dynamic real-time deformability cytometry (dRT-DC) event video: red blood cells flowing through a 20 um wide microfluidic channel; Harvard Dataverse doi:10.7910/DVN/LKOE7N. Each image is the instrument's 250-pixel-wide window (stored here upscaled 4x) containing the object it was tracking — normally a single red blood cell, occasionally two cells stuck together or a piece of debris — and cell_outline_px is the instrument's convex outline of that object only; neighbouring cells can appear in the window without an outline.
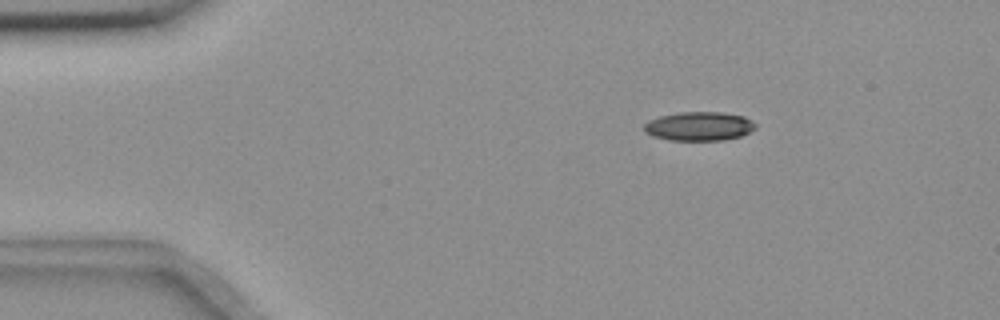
{"species": "common noctule bat (a hibernating species)", "species_latin": "Nyctalus noctula", "temperature_condition": "room temperature", "stored_images_in_passage": 49, "camera_frame_rate_fps": 3000, "um_per_image_px": 0.085, "animal": {"sex": "female", "body_mass_g": 18.4}, "frame": {"image": 1, "passage_image": 2, "time_ms": 0.333, "image_size_px": [1000, 320], "cell_outline_px": [[756, 128], [740, 136], [724, 140], [668, 140], [652, 136], [644, 132], [644, 124], [648, 120], [660, 116], [680, 112], [720, 112], [744, 116], [752, 120], [756, 124]], "centroid_in_image_um": [59.41, 10.73], "position_along_channel_um": 25.6, "area_um2": 18.84}}
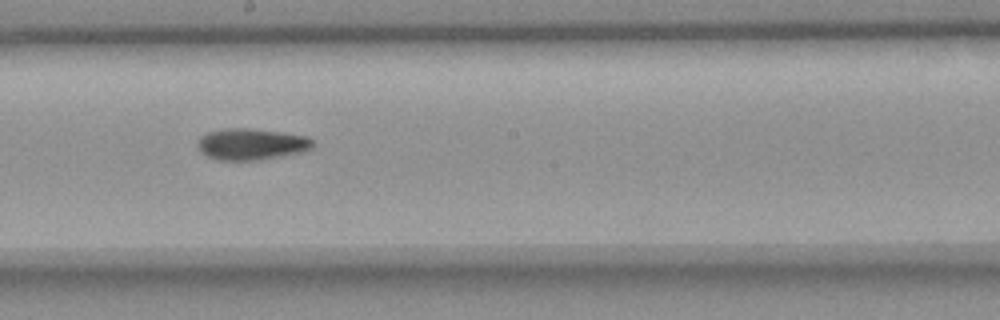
{"frame": {"image": 2, "passage_image": 24, "time_ms": 7.667, "image_size_px": [1000, 320], "cell_outline_px": [[312, 148], [300, 152], [260, 160], [216, 160], [200, 152], [196, 144], [200, 136], [208, 132], [224, 128], [248, 128], [280, 132], [308, 136], [312, 140]], "centroid_in_image_um": [21.31, 12.25], "position_along_channel_um": 226.9, "area_um2": 21.1}}
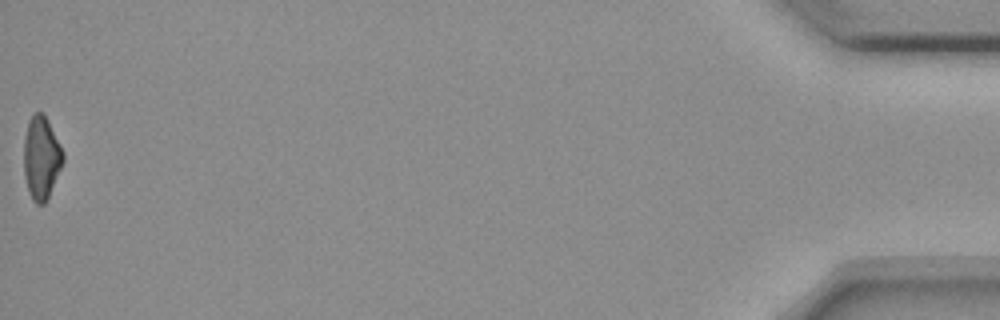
{"frame": {"image": 3, "passage_image": 49, "time_ms": 16.0, "image_size_px": [1000, 320], "cell_outline_px": [[64, 160], [48, 196], [44, 204], [36, 204], [32, 200], [24, 176], [24, 136], [28, 120], [36, 112], [44, 112], [64, 152]], "centroid_in_image_um": [3.5, 13.37], "position_along_channel_um": 431.7, "area_um2": 18.9}, "authors_computed_cell_mechanics": {"area_um2": 19.941, "velocity_mm_per_s": 3.6602, "shape_relaxation_time_tau1_ms": null, "shape_relaxation_time_tau2_ms": 10.6272, "deformation_change_tau1": null, "deformation_change_tau2": 0.1971}}